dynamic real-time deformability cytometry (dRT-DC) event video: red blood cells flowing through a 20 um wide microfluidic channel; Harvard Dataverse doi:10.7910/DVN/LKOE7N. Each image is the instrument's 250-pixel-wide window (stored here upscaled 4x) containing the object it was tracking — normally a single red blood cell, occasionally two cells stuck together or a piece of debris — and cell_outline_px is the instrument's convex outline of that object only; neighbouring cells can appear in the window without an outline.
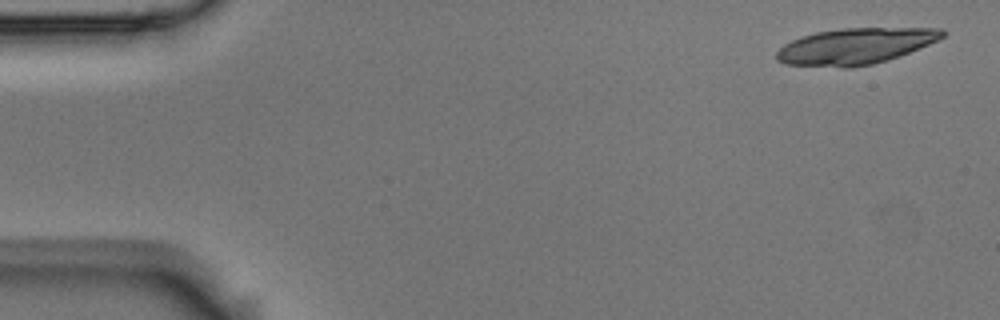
{"species": "Egyptian fruit bat (a non-hibernating species)", "species_latin": "Rousettus aegyptiacus", "temperature_condition": "room temperature", "stored_images_in_passage": 4, "camera_frame_rate_fps": 3000, "um_per_image_px": 0.085, "animal": {"sex": "male"}, "frame": {"image": 1, "passage_image": 1, "time_ms": 0.0, "image_size_px": [1000, 320], "cell_outline_px": [[948, 32], [940, 40], [920, 48], [888, 60], [872, 64], [852, 68], [840, 68], [784, 64], [776, 60], [776, 52], [784, 44], [800, 36], [816, 32], [840, 28], [944, 28]], "centroid_in_image_um": [72.72, 3.93], "position_along_channel_um": 12.3, "area_um2": 35.37}}